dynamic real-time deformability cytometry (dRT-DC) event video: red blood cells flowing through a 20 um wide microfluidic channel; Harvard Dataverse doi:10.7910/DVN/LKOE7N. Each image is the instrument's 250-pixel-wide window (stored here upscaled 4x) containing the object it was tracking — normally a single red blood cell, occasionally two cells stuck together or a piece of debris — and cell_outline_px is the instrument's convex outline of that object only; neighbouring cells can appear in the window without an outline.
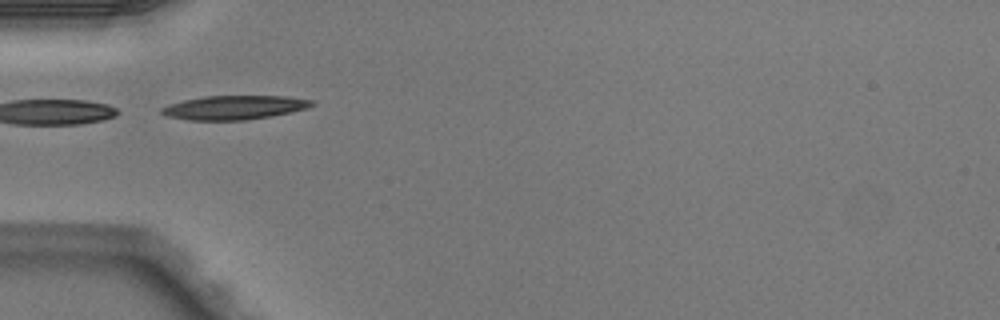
{"species": "Egyptian fruit bat (a non-hibernating species)", "species_latin": "Rousettus aegyptiacus", "temperature_condition": "warm", "stored_images_in_passage": 4, "camera_frame_rate_fps": 3000, "um_per_image_px": 0.085, "animal": {"sex": "male"}, "frame": {"image": 1, "passage_image": 1, "time_ms": 0.0, "image_size_px": [1000, 320], "cell_outline_px": [[312, 104], [308, 108], [292, 112], [272, 116], [244, 120], [188, 120], [168, 116], [160, 112], [160, 108], [168, 104], [184, 100], [204, 96], [288, 96], [312, 100]], "centroid_in_image_um": [19.9, 9.13], "position_along_channel_um": 65.1, "area_um2": 20.98}}
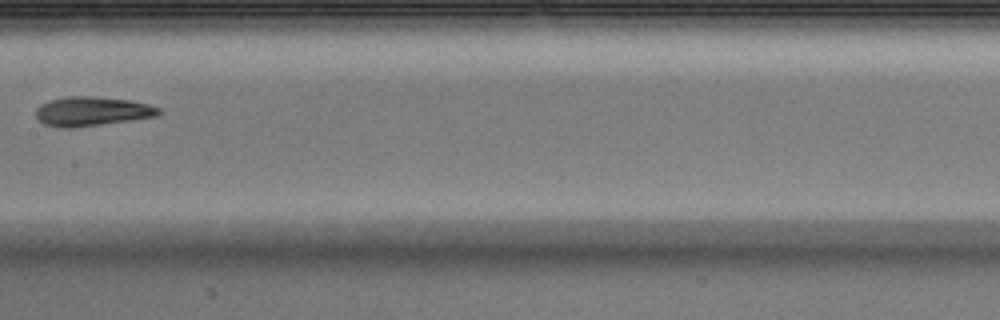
{"frame": {"image": 2, "passage_image": 4, "time_ms": 1.0, "image_size_px": [1000, 320], "cell_outline_px": [[160, 112], [156, 116], [132, 120], [72, 128], [60, 128], [44, 124], [36, 116], [36, 108], [40, 104], [52, 100], [68, 96], [92, 96], [132, 100], [148, 104], [160, 108]], "centroid_in_image_um": [7.81, 9.46], "position_along_channel_um": 199.6, "area_um2": 20.92}}